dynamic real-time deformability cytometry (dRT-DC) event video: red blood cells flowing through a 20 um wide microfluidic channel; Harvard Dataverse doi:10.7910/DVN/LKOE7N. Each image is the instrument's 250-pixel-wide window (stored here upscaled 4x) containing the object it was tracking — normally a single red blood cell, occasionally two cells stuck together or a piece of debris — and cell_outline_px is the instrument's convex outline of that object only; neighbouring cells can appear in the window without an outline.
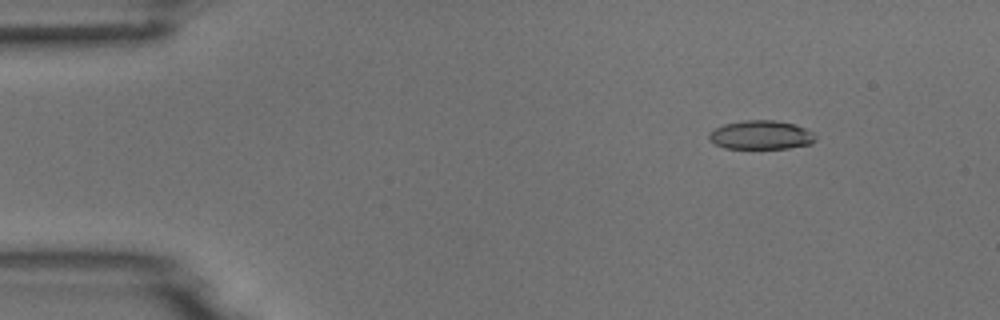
{"species": "common noctule bat (a hibernating species)", "species_latin": "Nyctalus noctula", "temperature_condition": "room temperature", "stored_images_in_passage": 7, "camera_frame_rate_fps": 3000, "um_per_image_px": 0.085, "animal": {"sex": "male", "body_mass_g": 18.8}, "frame": {"image": 1, "passage_image": 2, "time_ms": 1.333, "image_size_px": [1000, 320], "cell_outline_px": [[816, 140], [812, 144], [788, 148], [724, 148], [708, 140], [708, 132], [724, 124], [744, 120], [776, 120], [796, 124], [812, 132], [816, 136]], "centroid_in_image_um": [64.69, 11.47], "position_along_channel_um": 20.3, "area_um2": 18.03}}
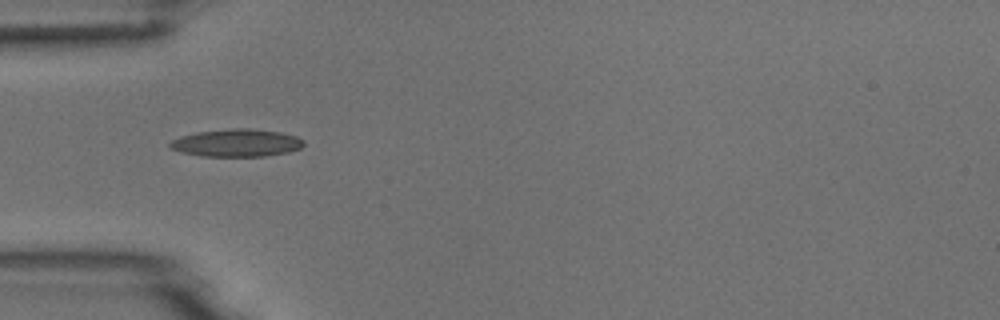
{"frame": {"image": 2, "passage_image": 5, "time_ms": 4.667, "image_size_px": [1000, 320], "cell_outline_px": [[304, 144], [300, 148], [288, 152], [264, 156], [200, 156], [180, 152], [172, 148], [168, 144], [172, 140], [180, 136], [196, 132], [232, 128], [248, 128], [280, 132], [296, 136], [304, 140]], "centroid_in_image_um": [20.1, 12.14], "position_along_channel_um": 64.9, "area_um2": 21.5}}